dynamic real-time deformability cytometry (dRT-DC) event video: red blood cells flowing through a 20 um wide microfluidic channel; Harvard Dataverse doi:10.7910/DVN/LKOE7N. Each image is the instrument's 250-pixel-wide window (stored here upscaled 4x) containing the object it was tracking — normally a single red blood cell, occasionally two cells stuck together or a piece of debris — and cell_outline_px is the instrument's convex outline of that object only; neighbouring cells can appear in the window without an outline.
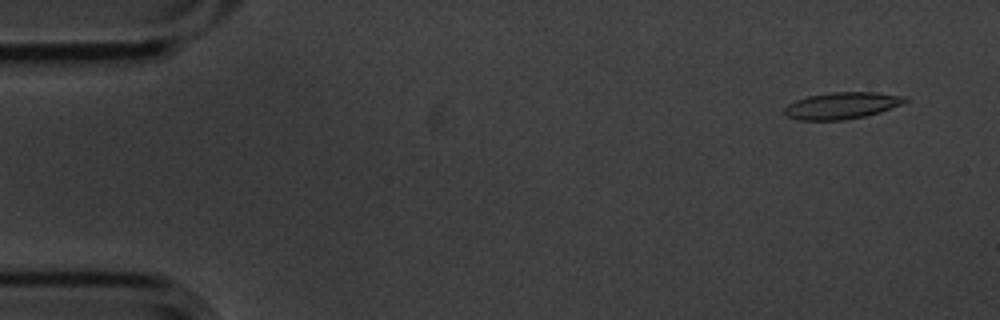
{"species": "common noctule bat (a hibernating species)", "species_latin": "Nyctalus noctula", "temperature_condition": "cold", "stored_images_in_passage": 4, "camera_frame_rate_fps": 3000, "um_per_image_px": 0.085, "animal": {"sex": "male", "body_mass_g": 20.1, "forearm_length_mm": 53.5}, "frame": {"image": 1, "passage_image": 1, "time_ms": 0.0, "image_size_px": [1000, 320], "cell_outline_px": [[908, 100], [900, 104], [880, 112], [864, 116], [844, 120], [800, 120], [788, 116], [784, 112], [784, 108], [788, 104], [796, 100], [808, 96], [832, 92], [876, 92], [908, 96]], "centroid_in_image_um": [71.57, 8.96], "position_along_channel_um": 13.4, "area_um2": 18.67}}
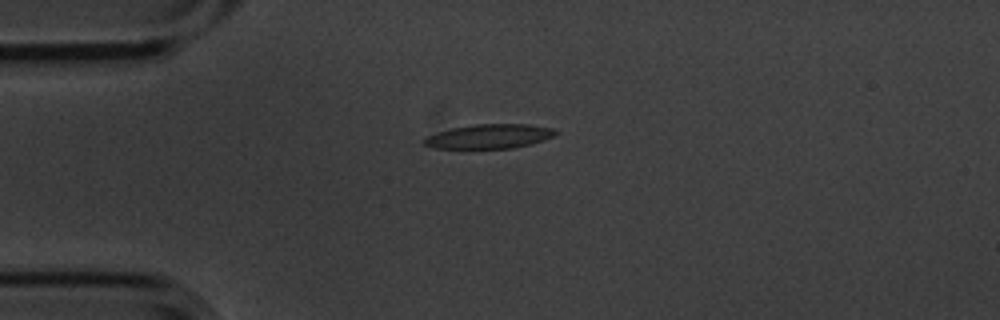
{"frame": {"image": 2, "passage_image": 4, "time_ms": 1.0, "image_size_px": [1000, 320], "cell_outline_px": [[560, 132], [556, 136], [544, 140], [512, 148], [432, 148], [424, 144], [420, 140], [424, 136], [436, 132], [452, 128], [476, 124], [528, 124], [552, 128]], "centroid_in_image_um": [41.56, 11.58], "position_along_channel_um": 43.4, "area_um2": 18.79}}